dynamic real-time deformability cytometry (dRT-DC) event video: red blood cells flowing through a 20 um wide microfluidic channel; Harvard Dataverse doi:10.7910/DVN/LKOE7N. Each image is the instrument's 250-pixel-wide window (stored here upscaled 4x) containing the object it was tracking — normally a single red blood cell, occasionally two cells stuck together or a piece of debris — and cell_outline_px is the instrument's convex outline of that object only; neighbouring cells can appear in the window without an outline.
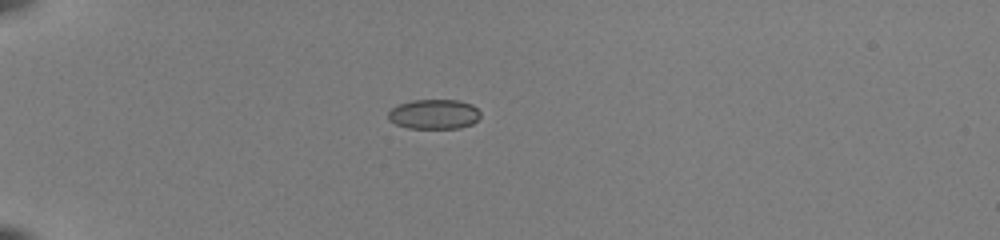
{"species": "common noctule bat (a hibernating species)", "species_latin": "Nyctalus noctula", "temperature_condition": "room temperature", "stored_images_in_passage": 37, "camera_frame_rate_fps": 3000, "um_per_image_px": 0.085, "animal": {"sex": "female", "body_mass_g": 22.0, "forearm_length_mm": 56.7}, "frame": {"image": 1, "passage_image": 1, "time_ms": 0.0, "image_size_px": [1000, 240], "cell_outline_px": [[480, 116], [472, 124], [460, 128], [408, 128], [396, 124], [388, 120], [388, 112], [392, 108], [400, 104], [412, 100], [460, 100], [472, 104], [480, 112]], "centroid_in_image_um": [36.89, 9.7], "position_along_channel_um": 48.1, "area_um2": 16.01}}
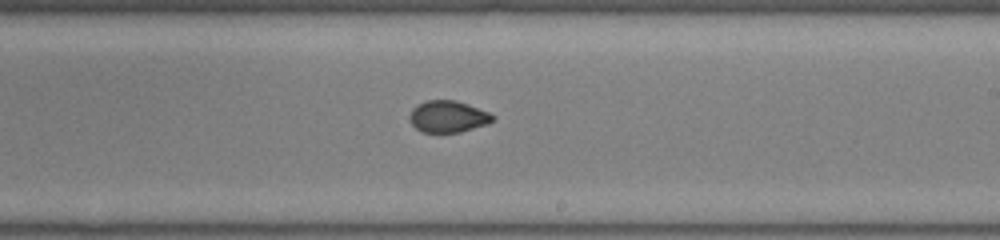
{"frame": {"image": 2, "passage_image": 19, "time_ms": 6.0, "image_size_px": [1000, 240], "cell_outline_px": [[496, 116], [488, 124], [460, 132], [424, 132], [416, 128], [412, 124], [408, 116], [412, 108], [416, 104], [428, 100], [456, 100], [468, 104], [488, 112]], "centroid_in_image_um": [38.06, 9.9], "position_along_channel_um": 250.9, "area_um2": 15.37}}
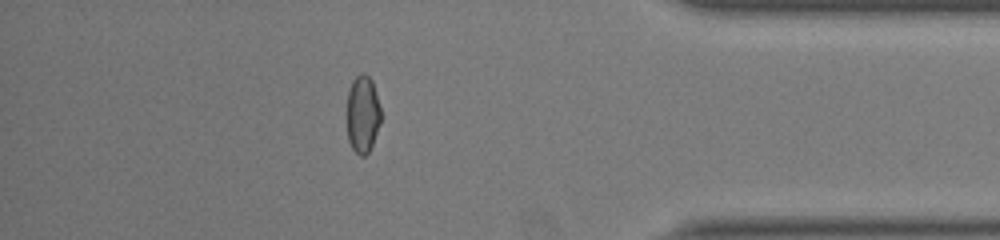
{"frame": {"image": 3, "passage_image": 32, "time_ms": 10.333, "image_size_px": [1000, 240], "cell_outline_px": [[380, 124], [372, 144], [368, 152], [364, 156], [360, 156], [352, 148], [348, 140], [348, 92], [352, 80], [360, 72], [364, 72], [372, 80], [380, 108]], "centroid_in_image_um": [30.83, 9.68], "position_along_channel_um": 404.4, "area_um2": 15.14}, "authors_computed_cell_mechanics": {"area_um2": 15.8372, "velocity_mm_per_s": 4.0288, "shape_relaxation_time_tau1_ms": null, "shape_relaxation_time_tau2_ms": 0.8789, "deformation_change_tau1": null, "deformation_change_tau2": 0.0397}}